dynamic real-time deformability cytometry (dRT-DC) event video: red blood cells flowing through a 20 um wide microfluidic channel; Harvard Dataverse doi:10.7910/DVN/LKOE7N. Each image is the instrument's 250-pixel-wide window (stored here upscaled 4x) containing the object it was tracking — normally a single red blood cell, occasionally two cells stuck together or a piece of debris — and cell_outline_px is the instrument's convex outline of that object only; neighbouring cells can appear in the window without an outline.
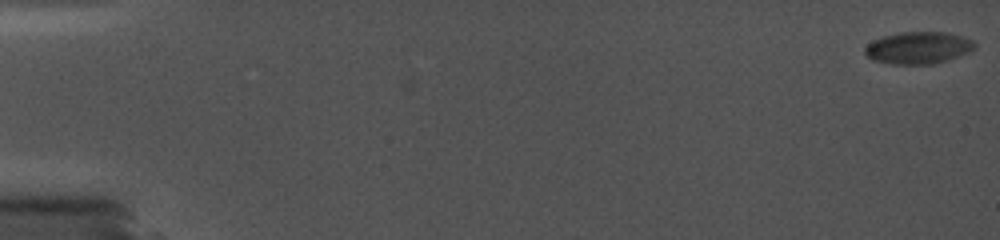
{"species": "common noctule bat (a hibernating species)", "species_latin": "Nyctalus noctula", "temperature_condition": "cold", "stored_images_in_passage": 19, "camera_frame_rate_fps": 5000, "um_per_image_px": 0.085, "animal": {"sex": "female", "body_mass_g": 19.0, "forearm_length_mm": 56.7}, "frame": {"image": 1, "passage_image": 1, "time_ms": 0.0, "image_size_px": [1000, 240], "cell_outline_px": [[976, 48], [968, 52], [932, 64], [892, 64], [872, 60], [864, 52], [864, 48], [868, 44], [884, 36], [900, 32], [944, 32], [960, 36], [972, 40], [976, 44]], "centroid_in_image_um": [78.04, 4.06], "position_along_channel_um": 7.0, "area_um2": 20.17}}
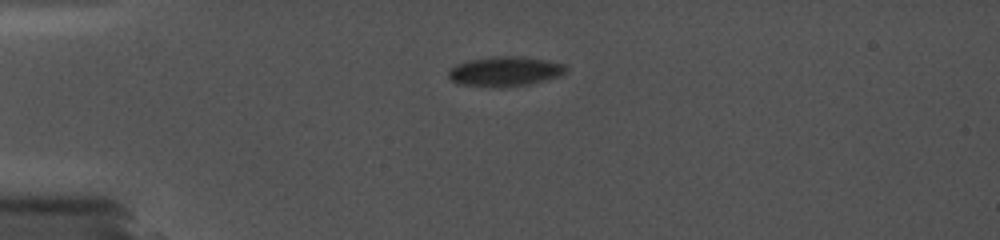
{"frame": {"image": 2, "passage_image": 12, "time_ms": 4.8, "image_size_px": [1000, 240], "cell_outline_px": [[568, 72], [560, 76], [528, 84], [500, 88], [456, 84], [448, 76], [448, 72], [456, 64], [468, 60], [496, 56], [516, 56], [548, 60], [564, 64], [568, 68]], "centroid_in_image_um": [42.93, 6.07], "position_along_channel_um": 42.1, "area_um2": 20.52}}
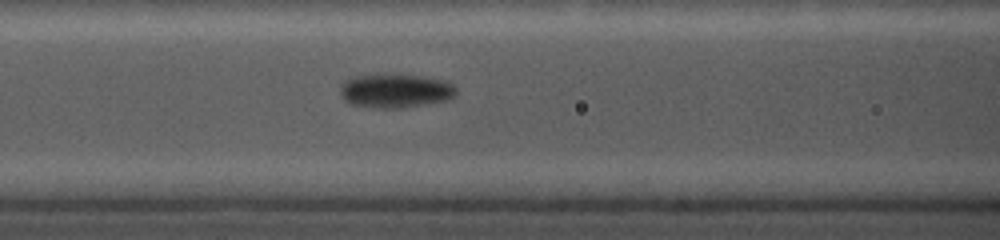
{"frame": {"image": 3, "passage_image": 19, "time_ms": 8.2, "image_size_px": [1000, 240], "cell_outline_px": [[456, 92], [448, 100], [428, 104], [400, 108], [372, 108], [348, 104], [340, 96], [340, 84], [344, 80], [356, 76], [384, 72], [420, 76], [444, 80], [452, 84], [456, 88]], "centroid_in_image_um": [33.54, 7.7], "position_along_channel_um": 133.1, "area_um2": 23.64}}